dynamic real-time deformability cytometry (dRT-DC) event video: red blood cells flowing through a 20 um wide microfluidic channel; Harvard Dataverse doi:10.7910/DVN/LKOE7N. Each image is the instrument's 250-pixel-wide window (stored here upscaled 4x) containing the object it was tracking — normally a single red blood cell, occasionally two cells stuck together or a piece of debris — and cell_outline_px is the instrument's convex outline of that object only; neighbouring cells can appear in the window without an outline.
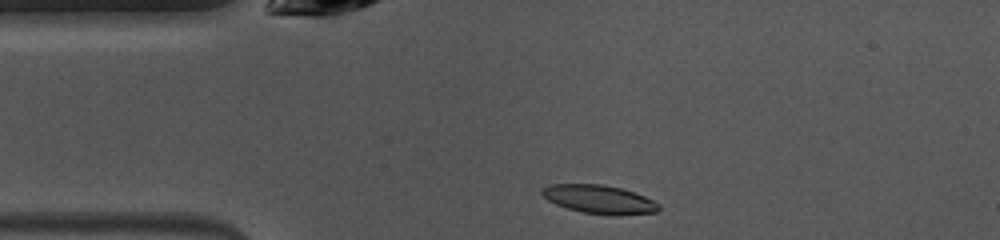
{"species": "common noctule bat (a hibernating species)", "species_latin": "Nyctalus noctula", "temperature_condition": "warm", "stored_images_in_passage": 40, "camera_frame_rate_fps": 3000, "um_per_image_px": 0.085, "animal": {"sex": "female", "body_mass_g": 10.0, "forearm_length_mm": 53.1}, "frame": {"image": 1, "passage_image": 1, "time_ms": 0.0, "image_size_px": [1000, 240], "cell_outline_px": [[660, 208], [656, 212], [616, 216], [612, 216], [580, 212], [556, 204], [548, 200], [540, 192], [544, 188], [552, 184], [600, 184], [620, 188], [644, 196], [660, 204]], "centroid_in_image_um": [50.95, 16.96], "position_along_channel_um": 34.1, "area_um2": 19.36}}
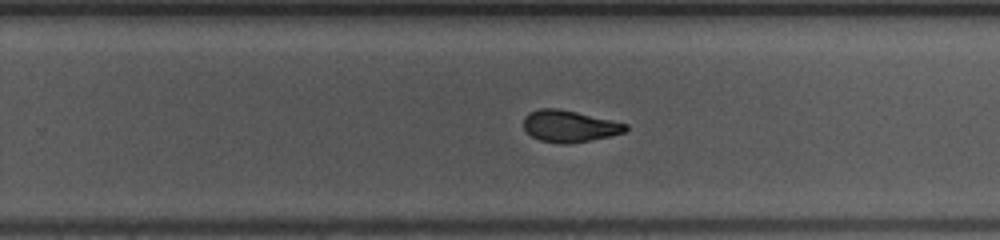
{"frame": {"image": 2, "passage_image": 21, "time_ms": 6.667, "image_size_px": [1000, 240], "cell_outline_px": [[628, 128], [624, 132], [612, 136], [568, 144], [560, 144], [540, 140], [532, 136], [524, 128], [524, 116], [528, 112], [540, 108], [556, 108], [576, 112], [612, 120], [628, 124]], "centroid_in_image_um": [48.39, 10.72], "position_along_channel_um": 281.4, "area_um2": 18.84}}
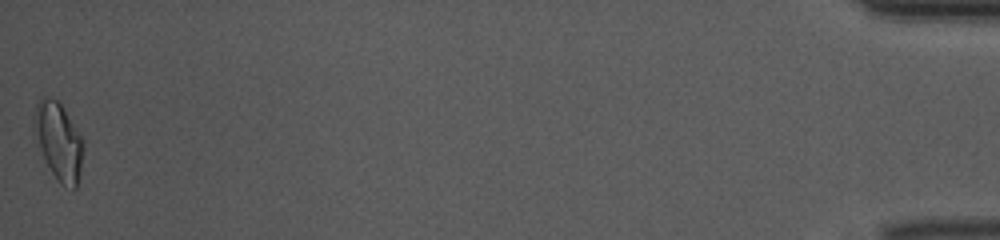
{"frame": {"image": 3, "passage_image": 40, "time_ms": 13.0, "image_size_px": [1000, 240], "cell_outline_px": [[84, 148], [76, 188], [72, 188], [60, 184], [52, 172], [44, 156], [32, 128], [32, 120], [36, 104], [44, 96], [48, 96], [56, 100], [60, 104], [84, 140]], "centroid_in_image_um": [4.97, 11.97], "position_along_channel_um": 430.2, "area_um2": 21.79}, "authors_computed_cell_mechanics": {"area_um2": 19.2474, "velocity_mm_per_s": 4.0333, "shape_relaxation_time_tau1_ms": 3.8189, "shape_relaxation_time_tau2_ms": 2.1503, "deformation_change_tau1": 0.1718, "deformation_change_tau2": 0.0868}}